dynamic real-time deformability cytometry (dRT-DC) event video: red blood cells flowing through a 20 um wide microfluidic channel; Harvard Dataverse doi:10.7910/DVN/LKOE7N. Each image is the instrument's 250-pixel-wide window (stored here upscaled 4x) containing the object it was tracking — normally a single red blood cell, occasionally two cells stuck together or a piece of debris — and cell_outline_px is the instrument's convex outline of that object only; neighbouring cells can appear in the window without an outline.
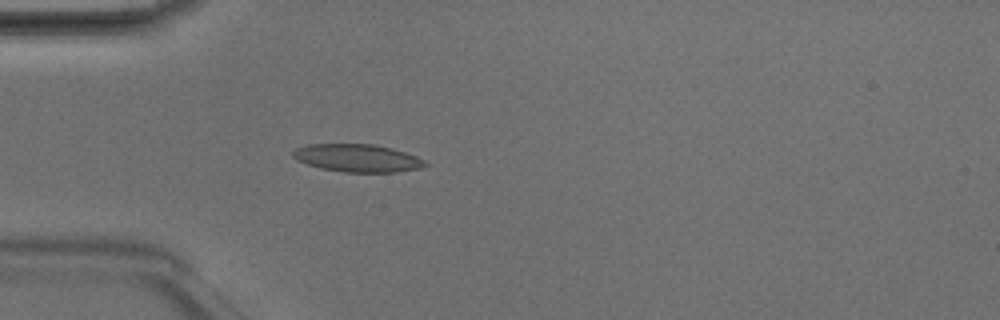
{"species": "Egyptian fruit bat (a non-hibernating species)", "species_latin": "Rousettus aegyptiacus", "temperature_condition": "room temperature", "stored_images_in_passage": 3, "camera_frame_rate_fps": 3000, "um_per_image_px": 0.085, "animal": {"sex": "male"}, "frame": {"image": 1, "passage_image": 3, "time_ms": 0.667, "image_size_px": [1000, 320], "cell_outline_px": [[428, 164], [420, 168], [396, 172], [344, 172], [320, 168], [296, 160], [292, 156], [292, 152], [296, 148], [308, 144], [372, 144], [392, 148], [416, 156], [424, 160]], "centroid_in_image_um": [30.36, 13.43], "position_along_channel_um": 54.6, "area_um2": 21.33}}